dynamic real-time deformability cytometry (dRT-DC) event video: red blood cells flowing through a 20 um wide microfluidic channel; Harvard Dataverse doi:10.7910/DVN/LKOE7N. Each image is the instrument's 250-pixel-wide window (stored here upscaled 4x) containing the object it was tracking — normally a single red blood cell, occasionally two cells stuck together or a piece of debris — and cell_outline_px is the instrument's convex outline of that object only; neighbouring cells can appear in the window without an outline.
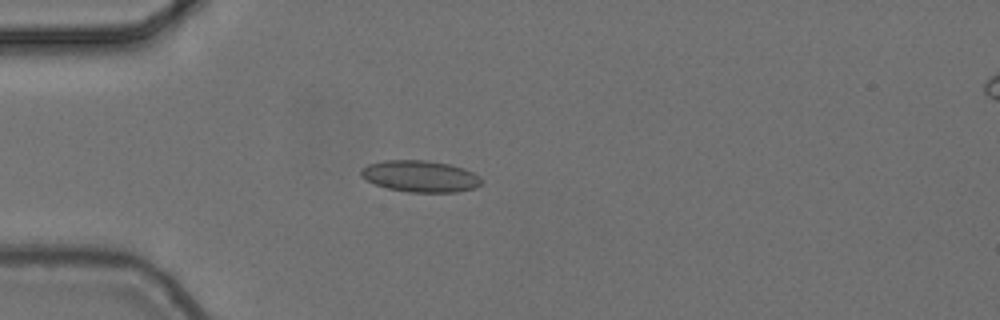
{"species": "common noctule bat (a hibernating species)", "species_latin": "Nyctalus noctula", "temperature_condition": "cold", "stored_images_in_passage": 4, "camera_frame_rate_fps": 3000, "um_per_image_px": 0.085, "animal": {"sex": "female", "body_mass_g": 24.6, "forearm_length_mm": 56.2}, "frame": {"image": 1, "passage_image": 3, "time_ms": 0.667, "image_size_px": [1000, 320], "cell_outline_px": [[484, 180], [476, 188], [456, 192], [408, 192], [388, 188], [376, 184], [360, 176], [360, 168], [368, 164], [384, 160], [428, 160], [448, 164], [464, 168], [480, 176]], "centroid_in_image_um": [35.73, 14.98], "position_along_channel_um": 49.3, "area_um2": 22.25}}